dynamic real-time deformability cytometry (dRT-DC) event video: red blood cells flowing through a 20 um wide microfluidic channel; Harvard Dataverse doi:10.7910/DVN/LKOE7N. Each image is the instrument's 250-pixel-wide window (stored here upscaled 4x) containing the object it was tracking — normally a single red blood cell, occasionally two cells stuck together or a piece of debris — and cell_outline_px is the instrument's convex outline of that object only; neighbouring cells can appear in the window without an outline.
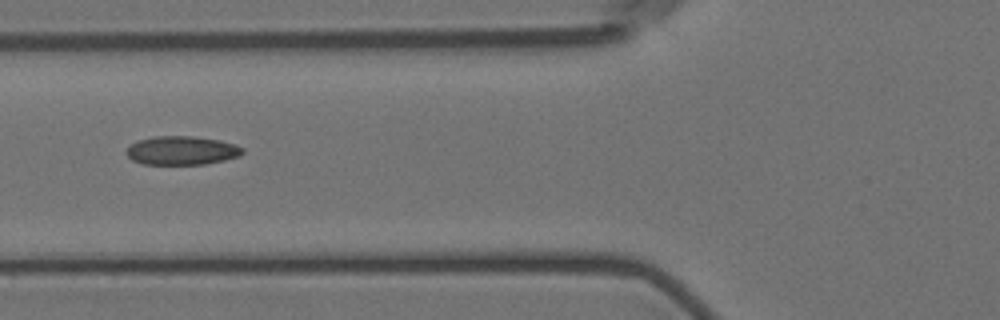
{"species": "Egyptian fruit bat (a non-hibernating species)", "species_latin": "Rousettus aegyptiacus", "temperature_condition": "room temperature", "stored_images_in_passage": 14, "camera_frame_rate_fps": 3000, "um_per_image_px": 0.085, "animal": {"sex": "female"}, "frame": {"image": 1, "passage_image": 5, "time_ms": 5.333, "image_size_px": [1000, 320], "cell_outline_px": [[244, 152], [240, 156], [224, 160], [204, 164], [144, 164], [132, 160], [124, 152], [136, 140], [152, 136], [192, 136], [220, 140], [236, 144], [244, 148]], "centroid_in_image_um": [15.46, 12.78], "position_along_channel_um": 110.3, "area_um2": 19.59}}
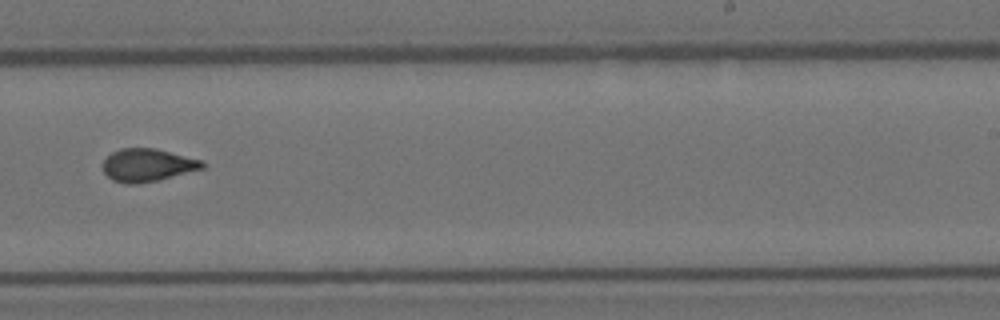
{"frame": {"image": 2, "passage_image": 9, "time_ms": 10.0, "image_size_px": [1000, 320], "cell_outline_px": [[204, 168], [160, 180], [136, 184], [124, 184], [112, 180], [104, 172], [104, 160], [112, 152], [120, 148], [156, 148], [204, 160]], "centroid_in_image_um": [12.56, 14.03], "position_along_channel_um": 276.4, "area_um2": 19.19}}
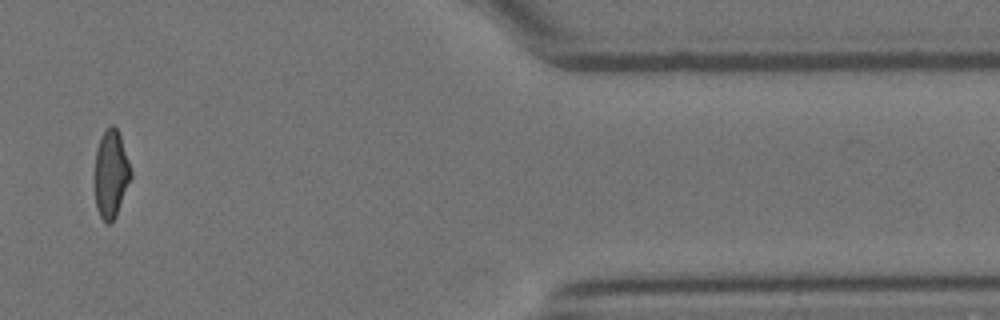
{"frame": {"image": 3, "passage_image": 13, "time_ms": 14.667, "image_size_px": [1000, 320], "cell_outline_px": [[132, 176], [116, 216], [108, 224], [100, 216], [96, 204], [96, 148], [100, 136], [108, 124], [112, 124], [116, 128], [120, 136], [132, 172]], "centroid_in_image_um": [9.45, 14.74], "position_along_channel_um": 402.0, "area_um2": 18.15}, "authors_computed_cell_mechanics": {"area_um2": 19.1029, "velocity_mm_per_s": 3.5464, "shape_relaxation_time_tau1_ms": 8.0824, "shape_relaxation_time_tau2_ms": 3.1685, "deformation_change_tau1": 0.2386, "deformation_change_tau2": 0.0832}}